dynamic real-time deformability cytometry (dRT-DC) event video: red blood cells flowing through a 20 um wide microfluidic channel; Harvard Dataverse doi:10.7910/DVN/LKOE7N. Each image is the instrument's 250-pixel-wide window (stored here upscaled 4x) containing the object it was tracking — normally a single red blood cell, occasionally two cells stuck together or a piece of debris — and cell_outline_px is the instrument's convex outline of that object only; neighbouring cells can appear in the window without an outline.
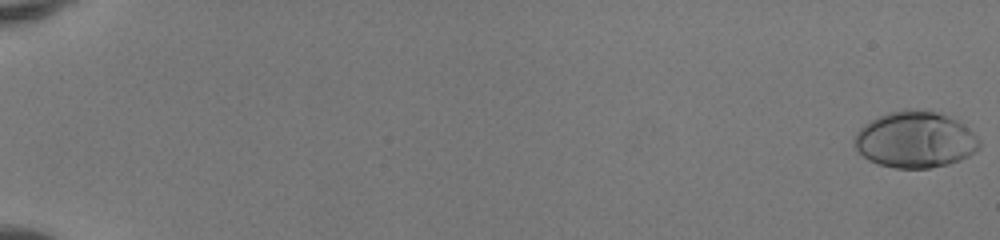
{"species": "human", "species_latin": "Homo sapiens", "temperature_condition": "room temperature", "stored_images_in_passage": 52, "camera_frame_rate_fps": 3000, "um_per_image_px": 0.085, "donor": {"sex": "female"}, "frame": {"image": 1, "passage_image": 1, "time_ms": 0.0, "image_size_px": [1000, 240], "cell_outline_px": [[980, 148], [976, 152], [960, 160], [948, 164], [928, 168], [896, 168], [880, 164], [868, 160], [852, 144], [852, 140], [856, 132], [864, 124], [888, 112], [904, 108], [908, 108], [932, 112], [956, 120], [972, 132], [980, 140]], "centroid_in_image_um": [77.76, 11.88], "position_along_channel_um": 7.2, "area_um2": 40.81}}
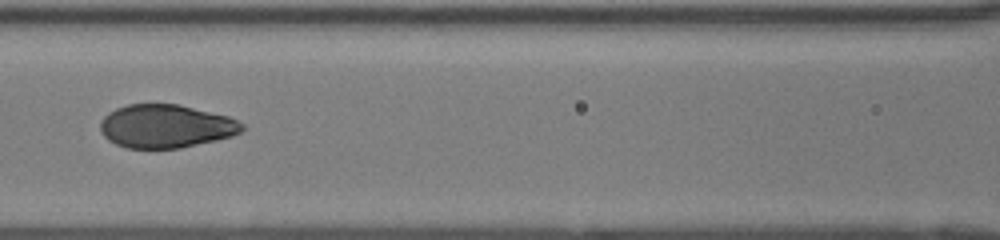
{"frame": {"image": 2, "passage_image": 27, "time_ms": 8.667, "image_size_px": [1000, 240], "cell_outline_px": [[244, 128], [240, 132], [232, 136], [216, 140], [180, 148], [124, 148], [108, 140], [100, 132], [100, 120], [108, 112], [116, 108], [128, 104], [180, 104], [228, 116], [244, 124]], "centroid_in_image_um": [14.07, 10.72], "position_along_channel_um": 152.5, "area_um2": 35.95}}
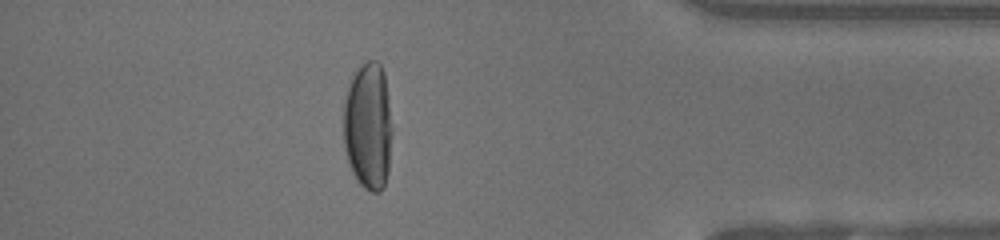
{"frame": {"image": 3, "passage_image": 47, "time_ms": 15.333, "image_size_px": [1000, 240], "cell_outline_px": [[392, 132], [388, 172], [384, 188], [380, 192], [372, 192], [364, 188], [356, 180], [352, 172], [344, 148], [344, 104], [348, 88], [352, 76], [360, 64], [368, 60], [376, 60], [380, 64], [384, 72], [392, 128]], "centroid_in_image_um": [31.29, 10.74], "position_along_channel_um": 403.9, "area_um2": 36.36}, "authors_computed_cell_mechanics": {"area_um2": 37.0787, "velocity_mm_per_s": 4.1547, "shape_relaxation_time_tau1_ms": 3.567, "shape_relaxation_time_tau2_ms": null, "deformation_change_tau1": 0.237, "deformation_change_tau2": null}}